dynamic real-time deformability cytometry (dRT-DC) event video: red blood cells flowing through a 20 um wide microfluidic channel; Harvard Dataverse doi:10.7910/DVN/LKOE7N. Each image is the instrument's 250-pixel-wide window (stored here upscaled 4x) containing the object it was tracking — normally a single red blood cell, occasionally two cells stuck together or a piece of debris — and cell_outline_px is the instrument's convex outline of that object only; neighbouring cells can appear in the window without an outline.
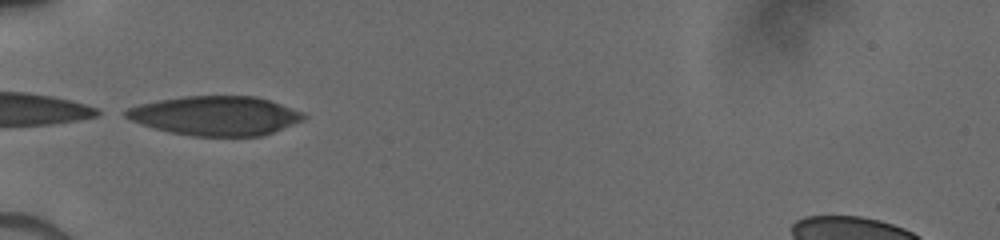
{"species": "human", "species_latin": "Homo sapiens", "temperature_condition": "cold", "stored_images_in_passage": 9, "camera_frame_rate_fps": 3000, "um_per_image_px": 0.085, "donor": {"sex": "male"}, "frame": {"image": 1, "passage_image": 1, "time_ms": 0.0, "image_size_px": [1000, 240], "cell_outline_px": [[308, 116], [304, 120], [272, 132], [260, 136], [192, 136], [168, 132], [152, 128], [140, 124], [124, 116], [124, 112], [128, 108], [140, 104], [160, 100], [184, 96], [256, 96], [304, 112]], "centroid_in_image_um": [18.31, 9.84], "position_along_channel_um": 66.7, "area_um2": 40.63}}
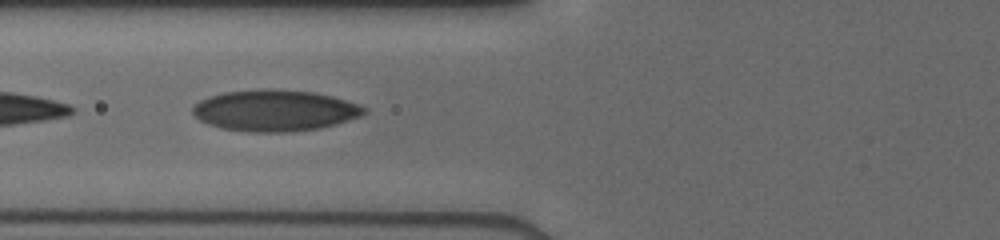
{"frame": {"image": 2, "passage_image": 8, "time_ms": 1.0, "image_size_px": [1000, 240], "cell_outline_px": [[368, 112], [360, 116], [336, 124], [320, 128], [292, 132], [248, 132], [220, 128], [208, 124], [200, 120], [192, 112], [192, 108], [200, 100], [208, 96], [224, 92], [260, 88], [276, 88], [312, 92], [332, 96], [360, 104], [368, 108]], "centroid_in_image_um": [23.37, 9.38], "position_along_channel_um": 102.4, "area_um2": 41.73}}